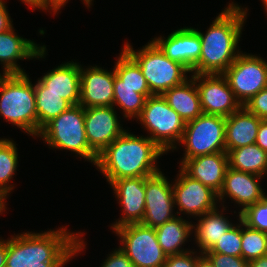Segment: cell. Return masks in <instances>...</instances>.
I'll return each instance as SVG.
<instances>
[{
	"label": "cell",
	"instance_id": "obj_1",
	"mask_svg": "<svg viewBox=\"0 0 267 267\" xmlns=\"http://www.w3.org/2000/svg\"><path fill=\"white\" fill-rule=\"evenodd\" d=\"M79 233L59 228L12 236L7 240L6 267H63L86 247Z\"/></svg>",
	"mask_w": 267,
	"mask_h": 267
},
{
	"label": "cell",
	"instance_id": "obj_2",
	"mask_svg": "<svg viewBox=\"0 0 267 267\" xmlns=\"http://www.w3.org/2000/svg\"><path fill=\"white\" fill-rule=\"evenodd\" d=\"M228 5L205 34L195 29L201 40V54L192 74H223L241 53L237 47L248 9L234 2Z\"/></svg>",
	"mask_w": 267,
	"mask_h": 267
},
{
	"label": "cell",
	"instance_id": "obj_3",
	"mask_svg": "<svg viewBox=\"0 0 267 267\" xmlns=\"http://www.w3.org/2000/svg\"><path fill=\"white\" fill-rule=\"evenodd\" d=\"M164 152L147 136H136L125 131L99 155L97 169L109 184L120 178L149 177L160 169L156 161Z\"/></svg>",
	"mask_w": 267,
	"mask_h": 267
},
{
	"label": "cell",
	"instance_id": "obj_4",
	"mask_svg": "<svg viewBox=\"0 0 267 267\" xmlns=\"http://www.w3.org/2000/svg\"><path fill=\"white\" fill-rule=\"evenodd\" d=\"M0 116L31 136H38L35 90L26 73L0 75Z\"/></svg>",
	"mask_w": 267,
	"mask_h": 267
},
{
	"label": "cell",
	"instance_id": "obj_5",
	"mask_svg": "<svg viewBox=\"0 0 267 267\" xmlns=\"http://www.w3.org/2000/svg\"><path fill=\"white\" fill-rule=\"evenodd\" d=\"M37 137L43 138L53 149L72 151L96 165L98 154L89 146L85 130V108L71 106L48 122Z\"/></svg>",
	"mask_w": 267,
	"mask_h": 267
},
{
	"label": "cell",
	"instance_id": "obj_6",
	"mask_svg": "<svg viewBox=\"0 0 267 267\" xmlns=\"http://www.w3.org/2000/svg\"><path fill=\"white\" fill-rule=\"evenodd\" d=\"M122 49L140 66L153 95H162L189 79L186 74L189 71L182 64L169 59L153 41L140 50H133L129 43L124 44Z\"/></svg>",
	"mask_w": 267,
	"mask_h": 267
},
{
	"label": "cell",
	"instance_id": "obj_7",
	"mask_svg": "<svg viewBox=\"0 0 267 267\" xmlns=\"http://www.w3.org/2000/svg\"><path fill=\"white\" fill-rule=\"evenodd\" d=\"M137 119L150 133L149 138L165 154L169 150H175L177 148L176 145L182 139L186 123L168 105L162 95L158 94L148 97Z\"/></svg>",
	"mask_w": 267,
	"mask_h": 267
},
{
	"label": "cell",
	"instance_id": "obj_8",
	"mask_svg": "<svg viewBox=\"0 0 267 267\" xmlns=\"http://www.w3.org/2000/svg\"><path fill=\"white\" fill-rule=\"evenodd\" d=\"M225 124L226 117L207 114L187 122L180 141L185 147L180 165L187 159L225 152Z\"/></svg>",
	"mask_w": 267,
	"mask_h": 267
},
{
	"label": "cell",
	"instance_id": "obj_9",
	"mask_svg": "<svg viewBox=\"0 0 267 267\" xmlns=\"http://www.w3.org/2000/svg\"><path fill=\"white\" fill-rule=\"evenodd\" d=\"M120 238L119 248L134 267H163L167 255L158 243L155 228L140 223L122 225L113 231Z\"/></svg>",
	"mask_w": 267,
	"mask_h": 267
},
{
	"label": "cell",
	"instance_id": "obj_10",
	"mask_svg": "<svg viewBox=\"0 0 267 267\" xmlns=\"http://www.w3.org/2000/svg\"><path fill=\"white\" fill-rule=\"evenodd\" d=\"M223 75L236 99L243 106L251 97L267 87V62L256 55L241 52Z\"/></svg>",
	"mask_w": 267,
	"mask_h": 267
},
{
	"label": "cell",
	"instance_id": "obj_11",
	"mask_svg": "<svg viewBox=\"0 0 267 267\" xmlns=\"http://www.w3.org/2000/svg\"><path fill=\"white\" fill-rule=\"evenodd\" d=\"M203 114L230 116L242 105L223 74H194Z\"/></svg>",
	"mask_w": 267,
	"mask_h": 267
},
{
	"label": "cell",
	"instance_id": "obj_12",
	"mask_svg": "<svg viewBox=\"0 0 267 267\" xmlns=\"http://www.w3.org/2000/svg\"><path fill=\"white\" fill-rule=\"evenodd\" d=\"M145 213L140 224L156 228L176 217L172 184L160 171L145 180Z\"/></svg>",
	"mask_w": 267,
	"mask_h": 267
},
{
	"label": "cell",
	"instance_id": "obj_13",
	"mask_svg": "<svg viewBox=\"0 0 267 267\" xmlns=\"http://www.w3.org/2000/svg\"><path fill=\"white\" fill-rule=\"evenodd\" d=\"M172 185L174 203L187 215L202 216L217 208L218 194L180 169Z\"/></svg>",
	"mask_w": 267,
	"mask_h": 267
},
{
	"label": "cell",
	"instance_id": "obj_14",
	"mask_svg": "<svg viewBox=\"0 0 267 267\" xmlns=\"http://www.w3.org/2000/svg\"><path fill=\"white\" fill-rule=\"evenodd\" d=\"M119 122L113 106L85 108L86 138L98 155L126 131Z\"/></svg>",
	"mask_w": 267,
	"mask_h": 267
},
{
	"label": "cell",
	"instance_id": "obj_15",
	"mask_svg": "<svg viewBox=\"0 0 267 267\" xmlns=\"http://www.w3.org/2000/svg\"><path fill=\"white\" fill-rule=\"evenodd\" d=\"M115 70L80 65V101L84 108L113 106Z\"/></svg>",
	"mask_w": 267,
	"mask_h": 267
},
{
	"label": "cell",
	"instance_id": "obj_16",
	"mask_svg": "<svg viewBox=\"0 0 267 267\" xmlns=\"http://www.w3.org/2000/svg\"><path fill=\"white\" fill-rule=\"evenodd\" d=\"M152 41L169 59L182 64L190 73L199 61L201 40L195 28H180L173 31L167 38L161 36L153 38Z\"/></svg>",
	"mask_w": 267,
	"mask_h": 267
},
{
	"label": "cell",
	"instance_id": "obj_17",
	"mask_svg": "<svg viewBox=\"0 0 267 267\" xmlns=\"http://www.w3.org/2000/svg\"><path fill=\"white\" fill-rule=\"evenodd\" d=\"M146 177L120 178L110 183L123 210V216L111 226L116 229L130 223H140L145 213Z\"/></svg>",
	"mask_w": 267,
	"mask_h": 267
},
{
	"label": "cell",
	"instance_id": "obj_18",
	"mask_svg": "<svg viewBox=\"0 0 267 267\" xmlns=\"http://www.w3.org/2000/svg\"><path fill=\"white\" fill-rule=\"evenodd\" d=\"M14 27L0 33V62L3 65V74H25L17 60L44 58L45 45L39 46L32 40L21 38L14 33Z\"/></svg>",
	"mask_w": 267,
	"mask_h": 267
},
{
	"label": "cell",
	"instance_id": "obj_19",
	"mask_svg": "<svg viewBox=\"0 0 267 267\" xmlns=\"http://www.w3.org/2000/svg\"><path fill=\"white\" fill-rule=\"evenodd\" d=\"M261 178L262 176L228 167L222 189L218 194V202L225 200L224 197L228 196L229 199L231 198L232 201L242 206L238 215L240 216L241 212L259 202L265 196V192L258 181Z\"/></svg>",
	"mask_w": 267,
	"mask_h": 267
},
{
	"label": "cell",
	"instance_id": "obj_20",
	"mask_svg": "<svg viewBox=\"0 0 267 267\" xmlns=\"http://www.w3.org/2000/svg\"><path fill=\"white\" fill-rule=\"evenodd\" d=\"M228 167L226 152H216L187 159L180 166L188 176L211 188L217 194L222 189Z\"/></svg>",
	"mask_w": 267,
	"mask_h": 267
},
{
	"label": "cell",
	"instance_id": "obj_21",
	"mask_svg": "<svg viewBox=\"0 0 267 267\" xmlns=\"http://www.w3.org/2000/svg\"><path fill=\"white\" fill-rule=\"evenodd\" d=\"M38 80L45 86V92H54L72 106L80 101V65L67 62L47 72Z\"/></svg>",
	"mask_w": 267,
	"mask_h": 267
},
{
	"label": "cell",
	"instance_id": "obj_22",
	"mask_svg": "<svg viewBox=\"0 0 267 267\" xmlns=\"http://www.w3.org/2000/svg\"><path fill=\"white\" fill-rule=\"evenodd\" d=\"M261 119L243 106L226 117L225 152L256 143Z\"/></svg>",
	"mask_w": 267,
	"mask_h": 267
},
{
	"label": "cell",
	"instance_id": "obj_23",
	"mask_svg": "<svg viewBox=\"0 0 267 267\" xmlns=\"http://www.w3.org/2000/svg\"><path fill=\"white\" fill-rule=\"evenodd\" d=\"M162 96L185 123L195 120L203 114L199 91L194 81V74L189 80L187 79L182 84L165 91Z\"/></svg>",
	"mask_w": 267,
	"mask_h": 267
},
{
	"label": "cell",
	"instance_id": "obj_24",
	"mask_svg": "<svg viewBox=\"0 0 267 267\" xmlns=\"http://www.w3.org/2000/svg\"><path fill=\"white\" fill-rule=\"evenodd\" d=\"M218 207L200 216L198 224L192 225L194 229L195 243L199 247L200 253L210 250L213 245L227 232L234 224L229 222L228 217L223 215V210L218 211ZM196 226V227H195Z\"/></svg>",
	"mask_w": 267,
	"mask_h": 267
},
{
	"label": "cell",
	"instance_id": "obj_25",
	"mask_svg": "<svg viewBox=\"0 0 267 267\" xmlns=\"http://www.w3.org/2000/svg\"><path fill=\"white\" fill-rule=\"evenodd\" d=\"M192 225L191 221L188 222L182 216L178 217L177 215L172 220L155 228L158 243L167 256L189 251L181 247L193 233L191 232L193 231Z\"/></svg>",
	"mask_w": 267,
	"mask_h": 267
},
{
	"label": "cell",
	"instance_id": "obj_26",
	"mask_svg": "<svg viewBox=\"0 0 267 267\" xmlns=\"http://www.w3.org/2000/svg\"><path fill=\"white\" fill-rule=\"evenodd\" d=\"M229 167L264 177L267 174V152L256 143L227 152Z\"/></svg>",
	"mask_w": 267,
	"mask_h": 267
},
{
	"label": "cell",
	"instance_id": "obj_27",
	"mask_svg": "<svg viewBox=\"0 0 267 267\" xmlns=\"http://www.w3.org/2000/svg\"><path fill=\"white\" fill-rule=\"evenodd\" d=\"M38 118V135L52 119L68 110L72 105L54 92H45V86L38 80L34 85Z\"/></svg>",
	"mask_w": 267,
	"mask_h": 267
},
{
	"label": "cell",
	"instance_id": "obj_28",
	"mask_svg": "<svg viewBox=\"0 0 267 267\" xmlns=\"http://www.w3.org/2000/svg\"><path fill=\"white\" fill-rule=\"evenodd\" d=\"M120 54L114 67L115 73L119 77V86L138 89V93L143 94L146 98L153 95L140 66L123 49Z\"/></svg>",
	"mask_w": 267,
	"mask_h": 267
},
{
	"label": "cell",
	"instance_id": "obj_29",
	"mask_svg": "<svg viewBox=\"0 0 267 267\" xmlns=\"http://www.w3.org/2000/svg\"><path fill=\"white\" fill-rule=\"evenodd\" d=\"M17 147L13 140L2 138L0 141V198L6 202L13 185L9 182L15 175L18 165ZM9 184V185H8Z\"/></svg>",
	"mask_w": 267,
	"mask_h": 267
},
{
	"label": "cell",
	"instance_id": "obj_30",
	"mask_svg": "<svg viewBox=\"0 0 267 267\" xmlns=\"http://www.w3.org/2000/svg\"><path fill=\"white\" fill-rule=\"evenodd\" d=\"M146 97L138 93V89L119 86V77L115 74L113 107L117 105L123 110L125 118H137L144 108Z\"/></svg>",
	"mask_w": 267,
	"mask_h": 267
},
{
	"label": "cell",
	"instance_id": "obj_31",
	"mask_svg": "<svg viewBox=\"0 0 267 267\" xmlns=\"http://www.w3.org/2000/svg\"><path fill=\"white\" fill-rule=\"evenodd\" d=\"M241 239V256L247 262L267 255V232L250 228L241 220Z\"/></svg>",
	"mask_w": 267,
	"mask_h": 267
},
{
	"label": "cell",
	"instance_id": "obj_32",
	"mask_svg": "<svg viewBox=\"0 0 267 267\" xmlns=\"http://www.w3.org/2000/svg\"><path fill=\"white\" fill-rule=\"evenodd\" d=\"M238 225H233L223 236L205 253H221L225 255L241 256V219Z\"/></svg>",
	"mask_w": 267,
	"mask_h": 267
},
{
	"label": "cell",
	"instance_id": "obj_33",
	"mask_svg": "<svg viewBox=\"0 0 267 267\" xmlns=\"http://www.w3.org/2000/svg\"><path fill=\"white\" fill-rule=\"evenodd\" d=\"M240 219L250 228L267 232V195L241 212Z\"/></svg>",
	"mask_w": 267,
	"mask_h": 267
},
{
	"label": "cell",
	"instance_id": "obj_34",
	"mask_svg": "<svg viewBox=\"0 0 267 267\" xmlns=\"http://www.w3.org/2000/svg\"><path fill=\"white\" fill-rule=\"evenodd\" d=\"M243 107L261 120H267V87L251 97Z\"/></svg>",
	"mask_w": 267,
	"mask_h": 267
},
{
	"label": "cell",
	"instance_id": "obj_35",
	"mask_svg": "<svg viewBox=\"0 0 267 267\" xmlns=\"http://www.w3.org/2000/svg\"><path fill=\"white\" fill-rule=\"evenodd\" d=\"M215 267H248V262L242 256L225 255L221 253H204Z\"/></svg>",
	"mask_w": 267,
	"mask_h": 267
},
{
	"label": "cell",
	"instance_id": "obj_36",
	"mask_svg": "<svg viewBox=\"0 0 267 267\" xmlns=\"http://www.w3.org/2000/svg\"><path fill=\"white\" fill-rule=\"evenodd\" d=\"M199 256L196 255L195 251L189 249V251L180 254L167 256L163 267H196Z\"/></svg>",
	"mask_w": 267,
	"mask_h": 267
},
{
	"label": "cell",
	"instance_id": "obj_37",
	"mask_svg": "<svg viewBox=\"0 0 267 267\" xmlns=\"http://www.w3.org/2000/svg\"><path fill=\"white\" fill-rule=\"evenodd\" d=\"M101 267H134L132 261L120 249H115L107 256Z\"/></svg>",
	"mask_w": 267,
	"mask_h": 267
},
{
	"label": "cell",
	"instance_id": "obj_38",
	"mask_svg": "<svg viewBox=\"0 0 267 267\" xmlns=\"http://www.w3.org/2000/svg\"><path fill=\"white\" fill-rule=\"evenodd\" d=\"M4 2L5 1L0 0V33L9 30L13 26Z\"/></svg>",
	"mask_w": 267,
	"mask_h": 267
},
{
	"label": "cell",
	"instance_id": "obj_39",
	"mask_svg": "<svg viewBox=\"0 0 267 267\" xmlns=\"http://www.w3.org/2000/svg\"><path fill=\"white\" fill-rule=\"evenodd\" d=\"M256 144L267 152V120H261L258 129Z\"/></svg>",
	"mask_w": 267,
	"mask_h": 267
},
{
	"label": "cell",
	"instance_id": "obj_40",
	"mask_svg": "<svg viewBox=\"0 0 267 267\" xmlns=\"http://www.w3.org/2000/svg\"><path fill=\"white\" fill-rule=\"evenodd\" d=\"M67 2L68 0H44V10H53L56 14Z\"/></svg>",
	"mask_w": 267,
	"mask_h": 267
},
{
	"label": "cell",
	"instance_id": "obj_41",
	"mask_svg": "<svg viewBox=\"0 0 267 267\" xmlns=\"http://www.w3.org/2000/svg\"><path fill=\"white\" fill-rule=\"evenodd\" d=\"M7 240L0 239V267H6Z\"/></svg>",
	"mask_w": 267,
	"mask_h": 267
},
{
	"label": "cell",
	"instance_id": "obj_42",
	"mask_svg": "<svg viewBox=\"0 0 267 267\" xmlns=\"http://www.w3.org/2000/svg\"><path fill=\"white\" fill-rule=\"evenodd\" d=\"M196 267H215L210 259L204 254L200 253V256L197 259Z\"/></svg>",
	"mask_w": 267,
	"mask_h": 267
},
{
	"label": "cell",
	"instance_id": "obj_43",
	"mask_svg": "<svg viewBox=\"0 0 267 267\" xmlns=\"http://www.w3.org/2000/svg\"><path fill=\"white\" fill-rule=\"evenodd\" d=\"M248 267H267V255L248 262Z\"/></svg>",
	"mask_w": 267,
	"mask_h": 267
},
{
	"label": "cell",
	"instance_id": "obj_44",
	"mask_svg": "<svg viewBox=\"0 0 267 267\" xmlns=\"http://www.w3.org/2000/svg\"><path fill=\"white\" fill-rule=\"evenodd\" d=\"M21 1L24 2L26 5H28V7L32 8L33 10L34 8L44 10V0H21Z\"/></svg>",
	"mask_w": 267,
	"mask_h": 267
},
{
	"label": "cell",
	"instance_id": "obj_45",
	"mask_svg": "<svg viewBox=\"0 0 267 267\" xmlns=\"http://www.w3.org/2000/svg\"><path fill=\"white\" fill-rule=\"evenodd\" d=\"M6 202H4L1 198H0V214H2V212H5L6 209Z\"/></svg>",
	"mask_w": 267,
	"mask_h": 267
},
{
	"label": "cell",
	"instance_id": "obj_46",
	"mask_svg": "<svg viewBox=\"0 0 267 267\" xmlns=\"http://www.w3.org/2000/svg\"><path fill=\"white\" fill-rule=\"evenodd\" d=\"M83 1L85 2L84 4L87 5V7H90V5L92 4L93 0H83Z\"/></svg>",
	"mask_w": 267,
	"mask_h": 267
},
{
	"label": "cell",
	"instance_id": "obj_47",
	"mask_svg": "<svg viewBox=\"0 0 267 267\" xmlns=\"http://www.w3.org/2000/svg\"><path fill=\"white\" fill-rule=\"evenodd\" d=\"M264 7H265V11H267V0H261Z\"/></svg>",
	"mask_w": 267,
	"mask_h": 267
}]
</instances>
